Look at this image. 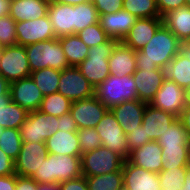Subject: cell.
<instances>
[{
    "label": "cell",
    "mask_w": 190,
    "mask_h": 190,
    "mask_svg": "<svg viewBox=\"0 0 190 190\" xmlns=\"http://www.w3.org/2000/svg\"><path fill=\"white\" fill-rule=\"evenodd\" d=\"M180 44L178 37L162 24L149 42L136 51V68L165 70L179 53Z\"/></svg>",
    "instance_id": "1"
},
{
    "label": "cell",
    "mask_w": 190,
    "mask_h": 190,
    "mask_svg": "<svg viewBox=\"0 0 190 190\" xmlns=\"http://www.w3.org/2000/svg\"><path fill=\"white\" fill-rule=\"evenodd\" d=\"M80 176L81 156L48 154L31 178L38 184H59Z\"/></svg>",
    "instance_id": "2"
},
{
    "label": "cell",
    "mask_w": 190,
    "mask_h": 190,
    "mask_svg": "<svg viewBox=\"0 0 190 190\" xmlns=\"http://www.w3.org/2000/svg\"><path fill=\"white\" fill-rule=\"evenodd\" d=\"M25 50L31 72L44 68L62 71L70 67L59 38L27 45Z\"/></svg>",
    "instance_id": "3"
},
{
    "label": "cell",
    "mask_w": 190,
    "mask_h": 190,
    "mask_svg": "<svg viewBox=\"0 0 190 190\" xmlns=\"http://www.w3.org/2000/svg\"><path fill=\"white\" fill-rule=\"evenodd\" d=\"M118 42L109 38L105 43L90 47L87 58L78 65L82 75L94 88L109 77L108 59Z\"/></svg>",
    "instance_id": "4"
},
{
    "label": "cell",
    "mask_w": 190,
    "mask_h": 190,
    "mask_svg": "<svg viewBox=\"0 0 190 190\" xmlns=\"http://www.w3.org/2000/svg\"><path fill=\"white\" fill-rule=\"evenodd\" d=\"M95 96L108 108L122 102L138 99L136 84L132 75L109 77L95 88Z\"/></svg>",
    "instance_id": "5"
},
{
    "label": "cell",
    "mask_w": 190,
    "mask_h": 190,
    "mask_svg": "<svg viewBox=\"0 0 190 190\" xmlns=\"http://www.w3.org/2000/svg\"><path fill=\"white\" fill-rule=\"evenodd\" d=\"M124 159L105 147L81 155L82 175L96 176L119 171L123 168Z\"/></svg>",
    "instance_id": "6"
},
{
    "label": "cell",
    "mask_w": 190,
    "mask_h": 190,
    "mask_svg": "<svg viewBox=\"0 0 190 190\" xmlns=\"http://www.w3.org/2000/svg\"><path fill=\"white\" fill-rule=\"evenodd\" d=\"M59 117L42 113L40 110L29 112L20 127L22 142L45 143L58 131Z\"/></svg>",
    "instance_id": "7"
},
{
    "label": "cell",
    "mask_w": 190,
    "mask_h": 190,
    "mask_svg": "<svg viewBox=\"0 0 190 190\" xmlns=\"http://www.w3.org/2000/svg\"><path fill=\"white\" fill-rule=\"evenodd\" d=\"M96 130L101 137L102 147L120 155L125 161L129 159L130 152L127 147L126 135L110 109L97 124Z\"/></svg>",
    "instance_id": "8"
},
{
    "label": "cell",
    "mask_w": 190,
    "mask_h": 190,
    "mask_svg": "<svg viewBox=\"0 0 190 190\" xmlns=\"http://www.w3.org/2000/svg\"><path fill=\"white\" fill-rule=\"evenodd\" d=\"M0 74L9 83L30 76L31 71L25 46L3 47L0 53Z\"/></svg>",
    "instance_id": "9"
},
{
    "label": "cell",
    "mask_w": 190,
    "mask_h": 190,
    "mask_svg": "<svg viewBox=\"0 0 190 190\" xmlns=\"http://www.w3.org/2000/svg\"><path fill=\"white\" fill-rule=\"evenodd\" d=\"M58 93L73 102L95 95V88L78 67L70 66L61 71Z\"/></svg>",
    "instance_id": "10"
},
{
    "label": "cell",
    "mask_w": 190,
    "mask_h": 190,
    "mask_svg": "<svg viewBox=\"0 0 190 190\" xmlns=\"http://www.w3.org/2000/svg\"><path fill=\"white\" fill-rule=\"evenodd\" d=\"M17 45L27 46L56 38L48 15L23 22H16Z\"/></svg>",
    "instance_id": "11"
},
{
    "label": "cell",
    "mask_w": 190,
    "mask_h": 190,
    "mask_svg": "<svg viewBox=\"0 0 190 190\" xmlns=\"http://www.w3.org/2000/svg\"><path fill=\"white\" fill-rule=\"evenodd\" d=\"M108 108L95 96L72 102L70 113L78 129L96 128Z\"/></svg>",
    "instance_id": "12"
},
{
    "label": "cell",
    "mask_w": 190,
    "mask_h": 190,
    "mask_svg": "<svg viewBox=\"0 0 190 190\" xmlns=\"http://www.w3.org/2000/svg\"><path fill=\"white\" fill-rule=\"evenodd\" d=\"M185 94V88L166 77L150 105L179 117L187 104Z\"/></svg>",
    "instance_id": "13"
},
{
    "label": "cell",
    "mask_w": 190,
    "mask_h": 190,
    "mask_svg": "<svg viewBox=\"0 0 190 190\" xmlns=\"http://www.w3.org/2000/svg\"><path fill=\"white\" fill-rule=\"evenodd\" d=\"M48 154L45 143L22 142L21 150L14 161L15 173L22 177H32Z\"/></svg>",
    "instance_id": "14"
},
{
    "label": "cell",
    "mask_w": 190,
    "mask_h": 190,
    "mask_svg": "<svg viewBox=\"0 0 190 190\" xmlns=\"http://www.w3.org/2000/svg\"><path fill=\"white\" fill-rule=\"evenodd\" d=\"M10 95L12 102L28 112L39 110L44 97L30 76L11 82Z\"/></svg>",
    "instance_id": "15"
},
{
    "label": "cell",
    "mask_w": 190,
    "mask_h": 190,
    "mask_svg": "<svg viewBox=\"0 0 190 190\" xmlns=\"http://www.w3.org/2000/svg\"><path fill=\"white\" fill-rule=\"evenodd\" d=\"M122 174L125 190H161L158 173L135 166L129 160L124 161Z\"/></svg>",
    "instance_id": "16"
},
{
    "label": "cell",
    "mask_w": 190,
    "mask_h": 190,
    "mask_svg": "<svg viewBox=\"0 0 190 190\" xmlns=\"http://www.w3.org/2000/svg\"><path fill=\"white\" fill-rule=\"evenodd\" d=\"M138 92V100L150 104L166 78L164 69H136L132 75Z\"/></svg>",
    "instance_id": "17"
},
{
    "label": "cell",
    "mask_w": 190,
    "mask_h": 190,
    "mask_svg": "<svg viewBox=\"0 0 190 190\" xmlns=\"http://www.w3.org/2000/svg\"><path fill=\"white\" fill-rule=\"evenodd\" d=\"M137 17L121 9L111 14L99 15V23L110 39L122 41L137 21Z\"/></svg>",
    "instance_id": "18"
},
{
    "label": "cell",
    "mask_w": 190,
    "mask_h": 190,
    "mask_svg": "<svg viewBox=\"0 0 190 190\" xmlns=\"http://www.w3.org/2000/svg\"><path fill=\"white\" fill-rule=\"evenodd\" d=\"M162 25L161 17L138 18L122 42L135 52L145 46Z\"/></svg>",
    "instance_id": "19"
},
{
    "label": "cell",
    "mask_w": 190,
    "mask_h": 190,
    "mask_svg": "<svg viewBox=\"0 0 190 190\" xmlns=\"http://www.w3.org/2000/svg\"><path fill=\"white\" fill-rule=\"evenodd\" d=\"M146 104L147 103L135 99L122 102L110 109L124 130L125 135L129 134L142 124Z\"/></svg>",
    "instance_id": "20"
},
{
    "label": "cell",
    "mask_w": 190,
    "mask_h": 190,
    "mask_svg": "<svg viewBox=\"0 0 190 190\" xmlns=\"http://www.w3.org/2000/svg\"><path fill=\"white\" fill-rule=\"evenodd\" d=\"M175 115L157 109L150 104H146L143 114L142 126L146 132V136L152 141H157L159 137L167 131V128L177 119Z\"/></svg>",
    "instance_id": "21"
},
{
    "label": "cell",
    "mask_w": 190,
    "mask_h": 190,
    "mask_svg": "<svg viewBox=\"0 0 190 190\" xmlns=\"http://www.w3.org/2000/svg\"><path fill=\"white\" fill-rule=\"evenodd\" d=\"M162 156V147L152 140L132 150L128 160L135 166L159 173L163 168Z\"/></svg>",
    "instance_id": "22"
},
{
    "label": "cell",
    "mask_w": 190,
    "mask_h": 190,
    "mask_svg": "<svg viewBox=\"0 0 190 190\" xmlns=\"http://www.w3.org/2000/svg\"><path fill=\"white\" fill-rule=\"evenodd\" d=\"M47 15L56 38L75 34L74 5L49 3Z\"/></svg>",
    "instance_id": "23"
},
{
    "label": "cell",
    "mask_w": 190,
    "mask_h": 190,
    "mask_svg": "<svg viewBox=\"0 0 190 190\" xmlns=\"http://www.w3.org/2000/svg\"><path fill=\"white\" fill-rule=\"evenodd\" d=\"M110 75L130 76L136 71V52L119 41L108 59Z\"/></svg>",
    "instance_id": "24"
},
{
    "label": "cell",
    "mask_w": 190,
    "mask_h": 190,
    "mask_svg": "<svg viewBox=\"0 0 190 190\" xmlns=\"http://www.w3.org/2000/svg\"><path fill=\"white\" fill-rule=\"evenodd\" d=\"M162 24L174 33L181 43L190 41V6L185 5L165 13Z\"/></svg>",
    "instance_id": "25"
},
{
    "label": "cell",
    "mask_w": 190,
    "mask_h": 190,
    "mask_svg": "<svg viewBox=\"0 0 190 190\" xmlns=\"http://www.w3.org/2000/svg\"><path fill=\"white\" fill-rule=\"evenodd\" d=\"M49 154L81 156V149L77 132H65L58 130L46 141Z\"/></svg>",
    "instance_id": "26"
},
{
    "label": "cell",
    "mask_w": 190,
    "mask_h": 190,
    "mask_svg": "<svg viewBox=\"0 0 190 190\" xmlns=\"http://www.w3.org/2000/svg\"><path fill=\"white\" fill-rule=\"evenodd\" d=\"M48 0H12L9 15L16 22L42 18L47 15Z\"/></svg>",
    "instance_id": "27"
},
{
    "label": "cell",
    "mask_w": 190,
    "mask_h": 190,
    "mask_svg": "<svg viewBox=\"0 0 190 190\" xmlns=\"http://www.w3.org/2000/svg\"><path fill=\"white\" fill-rule=\"evenodd\" d=\"M29 112L12 102L10 91L0 98V127L20 129Z\"/></svg>",
    "instance_id": "28"
},
{
    "label": "cell",
    "mask_w": 190,
    "mask_h": 190,
    "mask_svg": "<svg viewBox=\"0 0 190 190\" xmlns=\"http://www.w3.org/2000/svg\"><path fill=\"white\" fill-rule=\"evenodd\" d=\"M69 66L78 67L88 54L89 47L77 34H70L59 38Z\"/></svg>",
    "instance_id": "29"
},
{
    "label": "cell",
    "mask_w": 190,
    "mask_h": 190,
    "mask_svg": "<svg viewBox=\"0 0 190 190\" xmlns=\"http://www.w3.org/2000/svg\"><path fill=\"white\" fill-rule=\"evenodd\" d=\"M166 77L182 88L190 87V60L180 52L167 65Z\"/></svg>",
    "instance_id": "30"
},
{
    "label": "cell",
    "mask_w": 190,
    "mask_h": 190,
    "mask_svg": "<svg viewBox=\"0 0 190 190\" xmlns=\"http://www.w3.org/2000/svg\"><path fill=\"white\" fill-rule=\"evenodd\" d=\"M189 135L177 118L157 142L162 148H189Z\"/></svg>",
    "instance_id": "31"
},
{
    "label": "cell",
    "mask_w": 190,
    "mask_h": 190,
    "mask_svg": "<svg viewBox=\"0 0 190 190\" xmlns=\"http://www.w3.org/2000/svg\"><path fill=\"white\" fill-rule=\"evenodd\" d=\"M61 70L52 68H44L33 71L30 77L40 89L43 96L58 92Z\"/></svg>",
    "instance_id": "32"
},
{
    "label": "cell",
    "mask_w": 190,
    "mask_h": 190,
    "mask_svg": "<svg viewBox=\"0 0 190 190\" xmlns=\"http://www.w3.org/2000/svg\"><path fill=\"white\" fill-rule=\"evenodd\" d=\"M88 190H122L123 174L122 169L103 175L85 176Z\"/></svg>",
    "instance_id": "33"
},
{
    "label": "cell",
    "mask_w": 190,
    "mask_h": 190,
    "mask_svg": "<svg viewBox=\"0 0 190 190\" xmlns=\"http://www.w3.org/2000/svg\"><path fill=\"white\" fill-rule=\"evenodd\" d=\"M71 105V100L57 92L44 96L39 110L42 113L60 117L70 112Z\"/></svg>",
    "instance_id": "34"
},
{
    "label": "cell",
    "mask_w": 190,
    "mask_h": 190,
    "mask_svg": "<svg viewBox=\"0 0 190 190\" xmlns=\"http://www.w3.org/2000/svg\"><path fill=\"white\" fill-rule=\"evenodd\" d=\"M75 34L99 22V13L91 1L74 5Z\"/></svg>",
    "instance_id": "35"
},
{
    "label": "cell",
    "mask_w": 190,
    "mask_h": 190,
    "mask_svg": "<svg viewBox=\"0 0 190 190\" xmlns=\"http://www.w3.org/2000/svg\"><path fill=\"white\" fill-rule=\"evenodd\" d=\"M123 9L137 18L161 17L156 0H123Z\"/></svg>",
    "instance_id": "36"
},
{
    "label": "cell",
    "mask_w": 190,
    "mask_h": 190,
    "mask_svg": "<svg viewBox=\"0 0 190 190\" xmlns=\"http://www.w3.org/2000/svg\"><path fill=\"white\" fill-rule=\"evenodd\" d=\"M21 147L20 129L4 128L0 135V149L15 161Z\"/></svg>",
    "instance_id": "37"
},
{
    "label": "cell",
    "mask_w": 190,
    "mask_h": 190,
    "mask_svg": "<svg viewBox=\"0 0 190 190\" xmlns=\"http://www.w3.org/2000/svg\"><path fill=\"white\" fill-rule=\"evenodd\" d=\"M188 167L162 169L158 173L161 190H180L187 175Z\"/></svg>",
    "instance_id": "38"
},
{
    "label": "cell",
    "mask_w": 190,
    "mask_h": 190,
    "mask_svg": "<svg viewBox=\"0 0 190 190\" xmlns=\"http://www.w3.org/2000/svg\"><path fill=\"white\" fill-rule=\"evenodd\" d=\"M162 155V169L190 166L189 148H162Z\"/></svg>",
    "instance_id": "39"
},
{
    "label": "cell",
    "mask_w": 190,
    "mask_h": 190,
    "mask_svg": "<svg viewBox=\"0 0 190 190\" xmlns=\"http://www.w3.org/2000/svg\"><path fill=\"white\" fill-rule=\"evenodd\" d=\"M77 35L89 48L105 43L109 39L99 22L87 26L85 29L78 32Z\"/></svg>",
    "instance_id": "40"
},
{
    "label": "cell",
    "mask_w": 190,
    "mask_h": 190,
    "mask_svg": "<svg viewBox=\"0 0 190 190\" xmlns=\"http://www.w3.org/2000/svg\"><path fill=\"white\" fill-rule=\"evenodd\" d=\"M81 154L87 153L102 146L101 137L96 128H84L77 131Z\"/></svg>",
    "instance_id": "41"
},
{
    "label": "cell",
    "mask_w": 190,
    "mask_h": 190,
    "mask_svg": "<svg viewBox=\"0 0 190 190\" xmlns=\"http://www.w3.org/2000/svg\"><path fill=\"white\" fill-rule=\"evenodd\" d=\"M0 43L4 47L17 45L16 21L10 15L0 18Z\"/></svg>",
    "instance_id": "42"
},
{
    "label": "cell",
    "mask_w": 190,
    "mask_h": 190,
    "mask_svg": "<svg viewBox=\"0 0 190 190\" xmlns=\"http://www.w3.org/2000/svg\"><path fill=\"white\" fill-rule=\"evenodd\" d=\"M126 140L129 152L151 141L149 139V136H146V132L144 131V127L142 126V124L139 127H136L135 130L127 134Z\"/></svg>",
    "instance_id": "43"
},
{
    "label": "cell",
    "mask_w": 190,
    "mask_h": 190,
    "mask_svg": "<svg viewBox=\"0 0 190 190\" xmlns=\"http://www.w3.org/2000/svg\"><path fill=\"white\" fill-rule=\"evenodd\" d=\"M99 15L111 14L123 9V0H91Z\"/></svg>",
    "instance_id": "44"
},
{
    "label": "cell",
    "mask_w": 190,
    "mask_h": 190,
    "mask_svg": "<svg viewBox=\"0 0 190 190\" xmlns=\"http://www.w3.org/2000/svg\"><path fill=\"white\" fill-rule=\"evenodd\" d=\"M60 190H88L87 180L85 176H80L75 179L58 184Z\"/></svg>",
    "instance_id": "45"
},
{
    "label": "cell",
    "mask_w": 190,
    "mask_h": 190,
    "mask_svg": "<svg viewBox=\"0 0 190 190\" xmlns=\"http://www.w3.org/2000/svg\"><path fill=\"white\" fill-rule=\"evenodd\" d=\"M13 174H16L14 161L0 149V177Z\"/></svg>",
    "instance_id": "46"
},
{
    "label": "cell",
    "mask_w": 190,
    "mask_h": 190,
    "mask_svg": "<svg viewBox=\"0 0 190 190\" xmlns=\"http://www.w3.org/2000/svg\"><path fill=\"white\" fill-rule=\"evenodd\" d=\"M159 14L162 17L165 13L185 6V0H156Z\"/></svg>",
    "instance_id": "47"
},
{
    "label": "cell",
    "mask_w": 190,
    "mask_h": 190,
    "mask_svg": "<svg viewBox=\"0 0 190 190\" xmlns=\"http://www.w3.org/2000/svg\"><path fill=\"white\" fill-rule=\"evenodd\" d=\"M58 130L65 132H77L79 130L70 112L59 117Z\"/></svg>",
    "instance_id": "48"
},
{
    "label": "cell",
    "mask_w": 190,
    "mask_h": 190,
    "mask_svg": "<svg viewBox=\"0 0 190 190\" xmlns=\"http://www.w3.org/2000/svg\"><path fill=\"white\" fill-rule=\"evenodd\" d=\"M38 183L31 177H22L16 174L15 190H38Z\"/></svg>",
    "instance_id": "49"
},
{
    "label": "cell",
    "mask_w": 190,
    "mask_h": 190,
    "mask_svg": "<svg viewBox=\"0 0 190 190\" xmlns=\"http://www.w3.org/2000/svg\"><path fill=\"white\" fill-rule=\"evenodd\" d=\"M16 174L0 177V190H15Z\"/></svg>",
    "instance_id": "50"
},
{
    "label": "cell",
    "mask_w": 190,
    "mask_h": 190,
    "mask_svg": "<svg viewBox=\"0 0 190 190\" xmlns=\"http://www.w3.org/2000/svg\"><path fill=\"white\" fill-rule=\"evenodd\" d=\"M178 119L181 121L184 129L190 136V104H186Z\"/></svg>",
    "instance_id": "51"
},
{
    "label": "cell",
    "mask_w": 190,
    "mask_h": 190,
    "mask_svg": "<svg viewBox=\"0 0 190 190\" xmlns=\"http://www.w3.org/2000/svg\"><path fill=\"white\" fill-rule=\"evenodd\" d=\"M12 0H0V18L9 15Z\"/></svg>",
    "instance_id": "52"
},
{
    "label": "cell",
    "mask_w": 190,
    "mask_h": 190,
    "mask_svg": "<svg viewBox=\"0 0 190 190\" xmlns=\"http://www.w3.org/2000/svg\"><path fill=\"white\" fill-rule=\"evenodd\" d=\"M10 91V83L0 74V98Z\"/></svg>",
    "instance_id": "53"
},
{
    "label": "cell",
    "mask_w": 190,
    "mask_h": 190,
    "mask_svg": "<svg viewBox=\"0 0 190 190\" xmlns=\"http://www.w3.org/2000/svg\"><path fill=\"white\" fill-rule=\"evenodd\" d=\"M49 3H60V4H69V5H78L85 3L91 0H48Z\"/></svg>",
    "instance_id": "54"
},
{
    "label": "cell",
    "mask_w": 190,
    "mask_h": 190,
    "mask_svg": "<svg viewBox=\"0 0 190 190\" xmlns=\"http://www.w3.org/2000/svg\"><path fill=\"white\" fill-rule=\"evenodd\" d=\"M179 52L186 57L187 59L190 60V41L189 42H185V43H181L180 44V50Z\"/></svg>",
    "instance_id": "55"
},
{
    "label": "cell",
    "mask_w": 190,
    "mask_h": 190,
    "mask_svg": "<svg viewBox=\"0 0 190 190\" xmlns=\"http://www.w3.org/2000/svg\"><path fill=\"white\" fill-rule=\"evenodd\" d=\"M38 190H60L58 184H39Z\"/></svg>",
    "instance_id": "56"
},
{
    "label": "cell",
    "mask_w": 190,
    "mask_h": 190,
    "mask_svg": "<svg viewBox=\"0 0 190 190\" xmlns=\"http://www.w3.org/2000/svg\"><path fill=\"white\" fill-rule=\"evenodd\" d=\"M180 190H190V166L187 170V175L183 181V186Z\"/></svg>",
    "instance_id": "57"
},
{
    "label": "cell",
    "mask_w": 190,
    "mask_h": 190,
    "mask_svg": "<svg viewBox=\"0 0 190 190\" xmlns=\"http://www.w3.org/2000/svg\"><path fill=\"white\" fill-rule=\"evenodd\" d=\"M185 96H186V102L187 104H190V87L185 89Z\"/></svg>",
    "instance_id": "58"
},
{
    "label": "cell",
    "mask_w": 190,
    "mask_h": 190,
    "mask_svg": "<svg viewBox=\"0 0 190 190\" xmlns=\"http://www.w3.org/2000/svg\"><path fill=\"white\" fill-rule=\"evenodd\" d=\"M186 5L190 6V0H185Z\"/></svg>",
    "instance_id": "59"
},
{
    "label": "cell",
    "mask_w": 190,
    "mask_h": 190,
    "mask_svg": "<svg viewBox=\"0 0 190 190\" xmlns=\"http://www.w3.org/2000/svg\"><path fill=\"white\" fill-rule=\"evenodd\" d=\"M3 47H4V46L0 43V53L2 52Z\"/></svg>",
    "instance_id": "60"
},
{
    "label": "cell",
    "mask_w": 190,
    "mask_h": 190,
    "mask_svg": "<svg viewBox=\"0 0 190 190\" xmlns=\"http://www.w3.org/2000/svg\"><path fill=\"white\" fill-rule=\"evenodd\" d=\"M188 146H189V154H190V136H189Z\"/></svg>",
    "instance_id": "61"
},
{
    "label": "cell",
    "mask_w": 190,
    "mask_h": 190,
    "mask_svg": "<svg viewBox=\"0 0 190 190\" xmlns=\"http://www.w3.org/2000/svg\"><path fill=\"white\" fill-rule=\"evenodd\" d=\"M3 129H4V128L0 127V135H1L2 131H3Z\"/></svg>",
    "instance_id": "62"
}]
</instances>
